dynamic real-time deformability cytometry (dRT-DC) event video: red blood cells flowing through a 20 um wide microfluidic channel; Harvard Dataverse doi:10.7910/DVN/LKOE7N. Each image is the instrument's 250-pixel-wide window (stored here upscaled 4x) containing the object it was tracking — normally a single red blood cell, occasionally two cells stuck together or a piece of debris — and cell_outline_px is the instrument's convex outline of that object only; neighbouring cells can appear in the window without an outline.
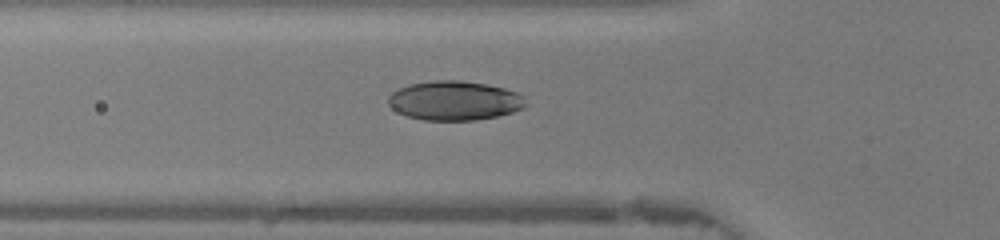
{"species": "human", "species_latin": "Homo sapiens", "temperature_condition": "warm", "stored_images_in_passage": 47, "camera_frame_rate_fps": 3000, "um_per_image_px": 0.085, "donor": {"sex": "female"}, "frame": {"image": 1, "passage_image": 16, "time_ms": 5.0, "image_size_px": [1000, 240], "cell_outline_px": [[528, 104], [524, 108], [500, 116], [476, 120], [424, 120], [408, 116], [392, 108], [388, 104], [388, 96], [392, 92], [408, 84], [432, 80], [460, 80], [488, 84], [520, 92], [524, 96]], "centroid_in_image_um": [38.69, 8.54], "position_along_channel_um": 87.1, "area_um2": 31.85}}
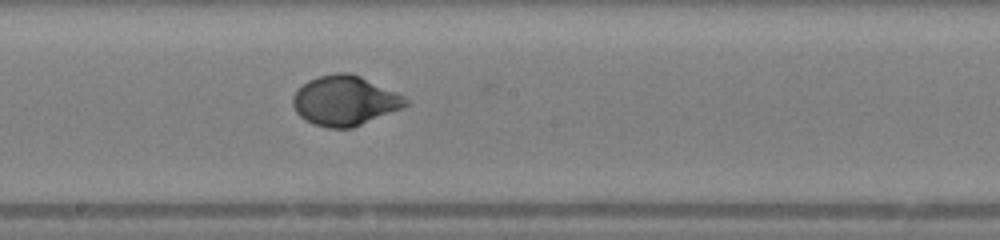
{"frame": {"image": 2, "passage_image": 25, "time_ms": 8.0, "image_size_px": [1000, 240], "cell_outline_px": [[408, 104], [404, 108], [352, 128], [328, 128], [312, 124], [304, 120], [296, 112], [292, 104], [292, 96], [308, 80], [320, 76], [340, 72], [348, 72], [360, 76], [396, 92], [404, 96], [408, 100]], "centroid_in_image_um": [29.31, 8.57], "position_along_channel_um": 218.9, "area_um2": 32.71}}
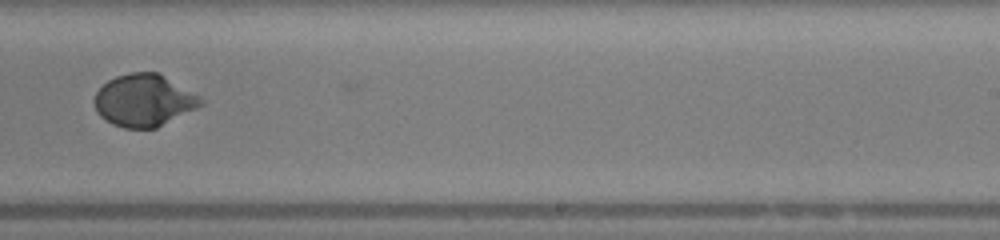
{"frame": {"image": 3, "passage_image": 29, "time_ms": 9.333, "image_size_px": [1000, 240], "cell_outline_px": [[204, 104], [156, 128], [124, 128], [112, 124], [100, 116], [96, 112], [96, 92], [108, 80], [116, 76], [132, 72], [156, 72], [200, 96]], "centroid_in_image_um": [12.22, 8.54], "position_along_channel_um": 276.8, "area_um2": 31.85}, "authors_computed_cell_mechanics": {"area_um2": 32.4258, "velocity_mm_per_s": 4.3767, "shape_relaxation_time_tau1_ms": 6.1605, "shape_relaxation_time_tau2_ms": null, "deformation_change_tau1": 0.2886, "deformation_change_tau2": null}}